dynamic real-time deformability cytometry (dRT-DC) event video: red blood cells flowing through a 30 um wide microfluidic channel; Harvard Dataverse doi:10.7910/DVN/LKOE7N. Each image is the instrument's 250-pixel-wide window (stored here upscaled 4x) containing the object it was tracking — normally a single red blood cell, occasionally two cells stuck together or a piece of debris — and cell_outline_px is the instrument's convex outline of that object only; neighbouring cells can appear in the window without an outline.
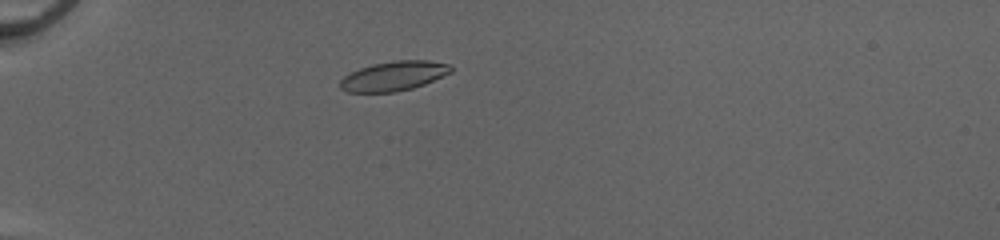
{"species": "common noctule bat (a hibernating species)", "species_latin": "Nyctalus noctula", "temperature_condition": "cold", "stored_images_in_passage": 43, "camera_frame_rate_fps": 3000, "um_per_image_px": 0.085, "animal": {"sex": "female", "body_mass_g": 20.0, "forearm_length_mm": 54.0}, "frame": {"image": 1, "passage_image": 8, "time_ms": 2.333, "image_size_px": [1000, 240], "cell_outline_px": [[452, 72], [424, 84], [412, 88], [396, 92], [348, 92], [340, 88], [340, 80], [344, 76], [360, 68], [372, 64], [396, 60], [428, 60], [452, 64]], "centroid_in_image_um": [33.49, 6.45], "position_along_channel_um": 51.5, "area_um2": 19.07}}
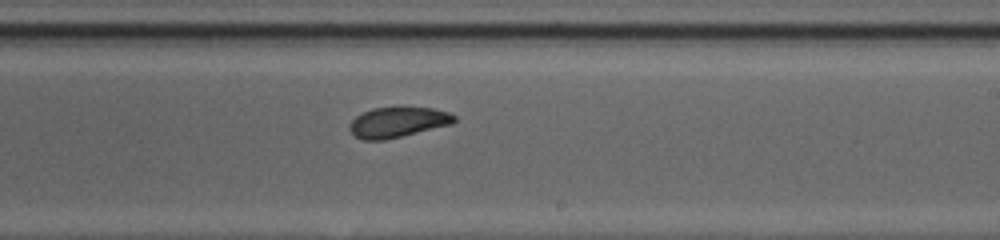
{"frame": {"image": 2, "passage_image": 25, "time_ms": 8.0, "image_size_px": [1000, 240], "cell_outline_px": [[456, 120], [452, 124], [384, 140], [364, 140], [356, 136], [348, 128], [348, 124], [356, 116], [372, 108], [432, 108], [448, 112], [456, 116]], "centroid_in_image_um": [33.8, 10.39], "position_along_channel_um": 255.2, "area_um2": 18.21}}
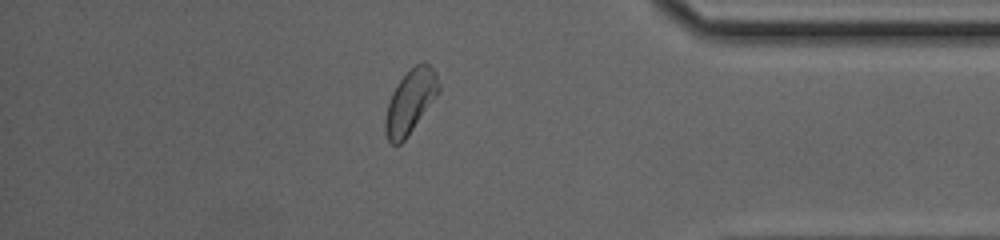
{"frame": {"image": 3, "passage_image": 37, "time_ms": 12.0, "image_size_px": [1000, 240], "cell_outline_px": [[440, 88], [432, 100], [404, 140], [400, 144], [392, 144], [388, 140], [384, 132], [384, 120], [388, 104], [392, 92], [400, 80], [416, 64], [424, 60], [436, 72], [440, 84]], "centroid_in_image_um": [34.85, 8.62], "position_along_channel_um": 400.4, "area_um2": 19.25}, "authors_computed_cell_mechanics": {"area_um2": 19.0162, "velocity_mm_per_s": 4.1275, "shape_relaxation_time_tau1_ms": 6.7233, "shape_relaxation_time_tau2_ms": 3.6085, "deformation_change_tau1": 0.1463, "deformation_change_tau2": 0.0839}}